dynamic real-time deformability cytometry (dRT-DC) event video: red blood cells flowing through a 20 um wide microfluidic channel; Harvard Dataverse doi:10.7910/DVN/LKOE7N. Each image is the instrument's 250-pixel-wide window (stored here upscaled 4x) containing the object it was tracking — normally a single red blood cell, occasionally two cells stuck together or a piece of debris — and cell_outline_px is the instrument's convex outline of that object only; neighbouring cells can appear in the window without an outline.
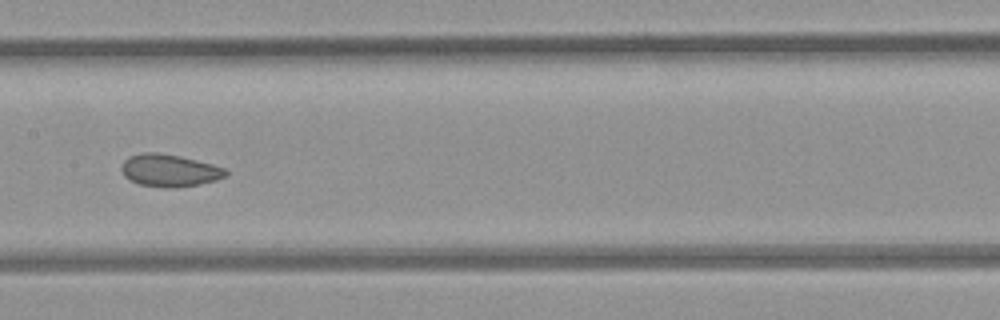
{"species": "common noctule bat (a hibernating species)", "species_latin": "Nyctalus noctula", "temperature_condition": "room temperature", "stored_images_in_passage": 37, "camera_frame_rate_fps": 3000, "um_per_image_px": 0.085, "animal": {"sex": "female", "body_mass_g": 21.9}, "frame": {"image": 1, "passage_image": 11, "time_ms": 3.333, "image_size_px": [1000, 320], "cell_outline_px": [[228, 176], [216, 180], [200, 184], [176, 188], [164, 188], [140, 184], [124, 176], [120, 168], [124, 160], [128, 156], [144, 152], [156, 152], [180, 156], [212, 164], [224, 168], [228, 172]], "centroid_in_image_um": [14.41, 14.49], "position_along_channel_um": 193.0, "area_um2": 19.77}, "authors_computed_cell_mechanics": {"area_um2": 19.941, "velocity_mm_per_s": 3.9364, "shape_relaxation_time_tau1_ms": null, "shape_relaxation_time_tau2_ms": 2.1357, "deformation_change_tau1": null, "deformation_change_tau2": 0.0735}}